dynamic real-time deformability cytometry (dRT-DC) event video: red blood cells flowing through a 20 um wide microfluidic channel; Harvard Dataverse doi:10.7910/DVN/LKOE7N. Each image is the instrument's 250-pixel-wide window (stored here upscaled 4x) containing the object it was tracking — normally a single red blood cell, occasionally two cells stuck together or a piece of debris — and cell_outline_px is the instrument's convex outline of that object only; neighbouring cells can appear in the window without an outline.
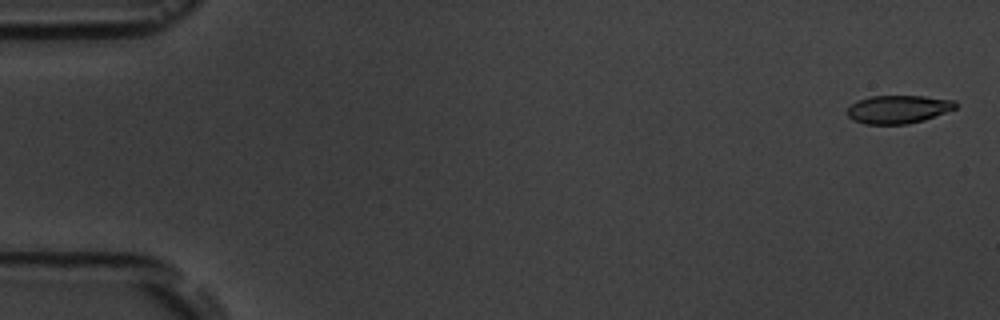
{"species": "common noctule bat (a hibernating species)", "species_latin": "Nyctalus noctula", "temperature_condition": "room temperature", "stored_images_in_passage": 6, "camera_frame_rate_fps": 3000, "um_per_image_px": 0.085, "animal": {"sex": "male", "body_mass_g": 19.5, "forearm_length_mm": 54.6}, "frame": {"image": 1, "passage_image": 1, "time_ms": 0.0, "image_size_px": [1000, 320], "cell_outline_px": [[956, 108], [924, 120], [908, 124], [864, 124], [852, 120], [848, 116], [848, 108], [856, 100], [872, 96], [924, 96], [956, 100]], "centroid_in_image_um": [76.34, 9.29], "position_along_channel_um": 8.7, "area_um2": 17.8}}
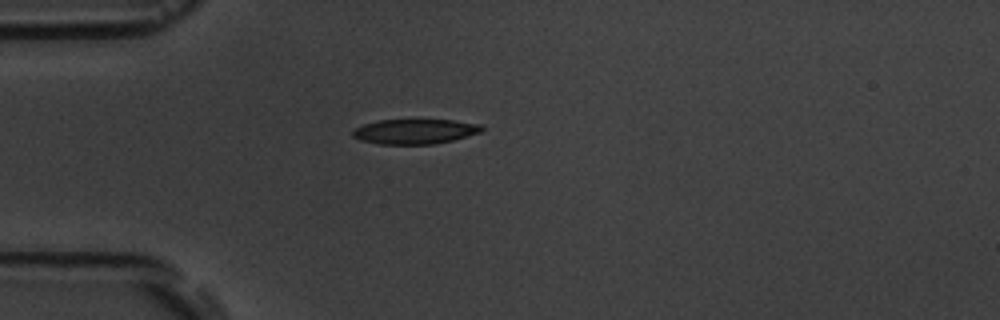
{"frame": {"image": 2, "passage_image": 5, "time_ms": 4.667, "image_size_px": [1000, 320], "cell_outline_px": [[484, 128], [480, 132], [452, 140], [432, 144], [380, 144], [360, 140], [352, 136], [352, 132], [356, 128], [364, 124], [380, 120], [452, 120], [480, 124]], "centroid_in_image_um": [35.25, 11.17], "position_along_channel_um": 49.8, "area_um2": 18.5}}